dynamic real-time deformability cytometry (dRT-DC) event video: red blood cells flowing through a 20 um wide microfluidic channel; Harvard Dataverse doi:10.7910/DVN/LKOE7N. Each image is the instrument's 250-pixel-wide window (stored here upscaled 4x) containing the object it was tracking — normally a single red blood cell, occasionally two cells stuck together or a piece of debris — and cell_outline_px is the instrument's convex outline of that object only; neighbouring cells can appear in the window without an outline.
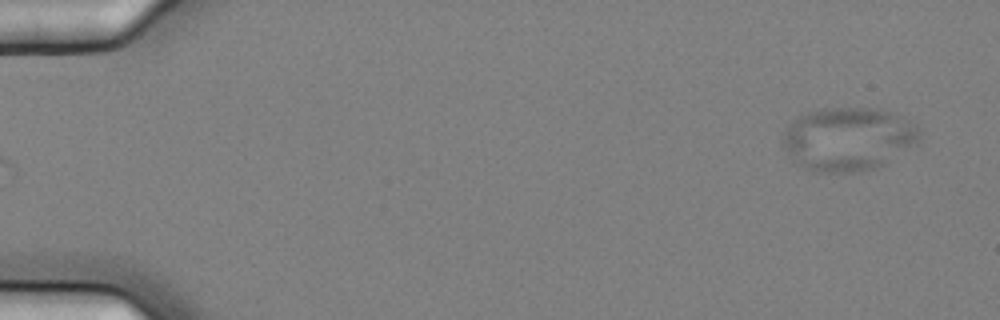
{"species": "common noctule bat (a hibernating species)", "species_latin": "Nyctalus noctula", "temperature_condition": "cold", "stored_images_in_passage": 6, "camera_frame_rate_fps": 3000, "um_per_image_px": 0.085, "animal": {"sex": "female", "body_mass_g": 25.1}, "frame": {"image": 1, "passage_image": 6, "time_ms": 1.667, "image_size_px": [1000, 320], "cell_outline_px": [[920, 136], [916, 144], [876, 168], [860, 172], [812, 172], [796, 164], [792, 160], [784, 144], [784, 132], [796, 116], [808, 112], [824, 108], [872, 108], [888, 112], [908, 120], [920, 128]], "centroid_in_image_um": [72.08, 11.82], "position_along_channel_um": 12.9, "area_um2": 50.29}}